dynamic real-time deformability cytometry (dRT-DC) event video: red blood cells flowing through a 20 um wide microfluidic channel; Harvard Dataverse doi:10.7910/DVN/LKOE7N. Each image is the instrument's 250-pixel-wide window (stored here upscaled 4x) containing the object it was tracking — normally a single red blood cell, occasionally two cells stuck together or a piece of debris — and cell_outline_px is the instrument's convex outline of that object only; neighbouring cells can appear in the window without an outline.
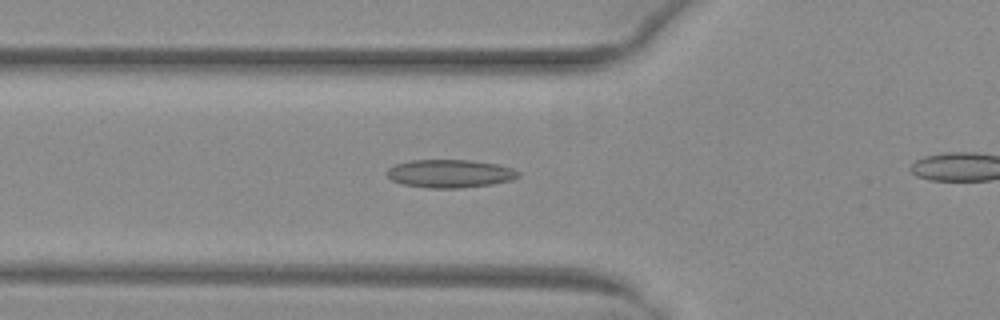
{"species": "common noctule bat (a hibernating species)", "species_latin": "Nyctalus noctula", "temperature_condition": "warm", "stored_images_in_passage": 35, "camera_frame_rate_fps": 3000, "um_per_image_px": 0.085, "animal": {"sex": "female", "body_mass_g": 29.2, "forearm_length_mm": 56.3}, "frame": {"image": 1, "passage_image": 20, "time_ms": 6.333, "image_size_px": [1000, 320], "cell_outline_px": [[520, 176], [512, 180], [492, 184], [460, 188], [428, 188], [404, 184], [392, 180], [388, 176], [388, 168], [396, 164], [412, 160], [468, 160], [496, 164], [512, 168], [520, 172]], "centroid_in_image_um": [38.27, 14.76], "position_along_channel_um": 87.5, "area_um2": 21.39}}
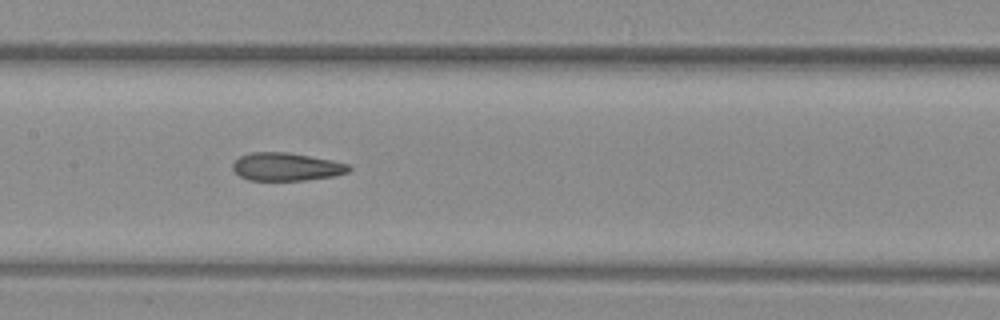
{"frame": {"image": 2, "passage_image": 27, "time_ms": 8.667, "image_size_px": [1000, 320], "cell_outline_px": [[352, 168], [348, 172], [332, 176], [304, 180], [248, 180], [240, 176], [232, 168], [232, 164], [240, 156], [252, 152], [288, 152], [332, 160], [348, 164]], "centroid_in_image_um": [24.33, 14.17], "position_along_channel_um": 183.1, "area_um2": 18.84}}
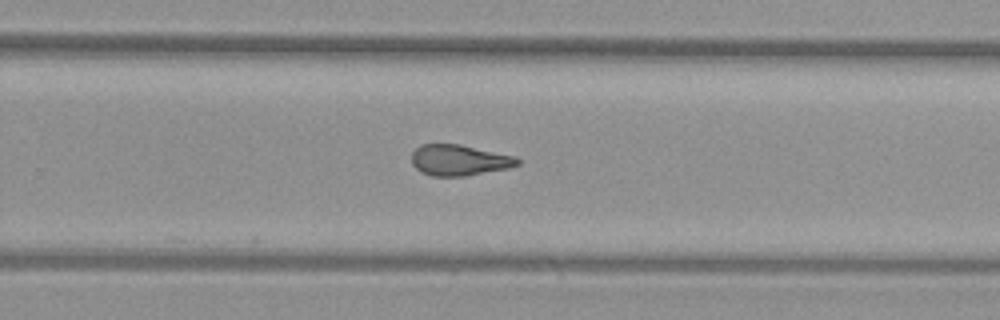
{"frame": {"image": 3, "passage_image": 35, "time_ms": 11.333, "image_size_px": [1000, 320], "cell_outline_px": [[520, 164], [508, 168], [464, 176], [432, 176], [420, 172], [412, 164], [412, 152], [420, 144], [460, 144], [516, 156], [520, 160]], "centroid_in_image_um": [39.03, 13.61], "position_along_channel_um": 290.8, "area_um2": 19.13}}